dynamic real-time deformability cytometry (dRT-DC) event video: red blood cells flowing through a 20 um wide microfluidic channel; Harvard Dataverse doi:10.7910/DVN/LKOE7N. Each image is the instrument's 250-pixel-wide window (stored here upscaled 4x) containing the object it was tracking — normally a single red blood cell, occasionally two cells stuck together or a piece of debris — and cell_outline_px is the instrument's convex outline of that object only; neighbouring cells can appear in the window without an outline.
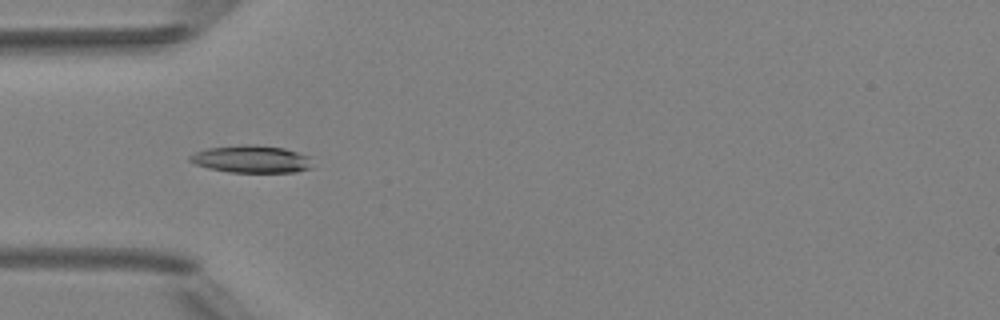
{"species": "Egyptian fruit bat (a non-hibernating species)", "species_latin": "Rousettus aegyptiacus", "temperature_condition": "room temperature", "stored_images_in_passage": 7, "camera_frame_rate_fps": 3000, "um_per_image_px": 0.085, "animal": {"sex": "female"}, "frame": {"image": 1, "passage_image": 5, "time_ms": 4.667, "image_size_px": [1000, 320], "cell_outline_px": [[312, 168], [296, 172], [228, 172], [208, 168], [196, 164], [188, 160], [188, 156], [196, 152], [208, 148], [244, 144], [256, 144], [284, 148], [308, 156]], "centroid_in_image_um": [21.35, 13.52], "position_along_channel_um": 63.7, "area_um2": 19.54}}
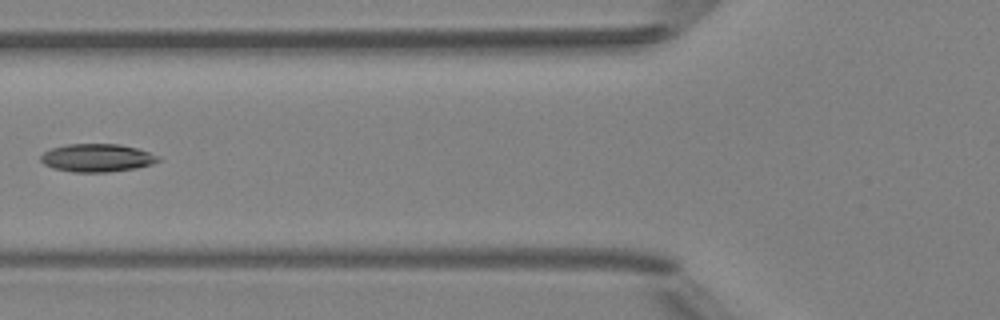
{"frame": {"image": 2, "passage_image": 6, "time_ms": 6.0, "image_size_px": [1000, 320], "cell_outline_px": [[160, 160], [152, 164], [136, 168], [108, 172], [72, 172], [52, 168], [44, 164], [40, 160], [40, 156], [44, 152], [52, 148], [68, 144], [120, 144], [136, 148], [160, 156]], "centroid_in_image_um": [8.24, 13.42], "position_along_channel_um": 117.6, "area_um2": 19.19}}
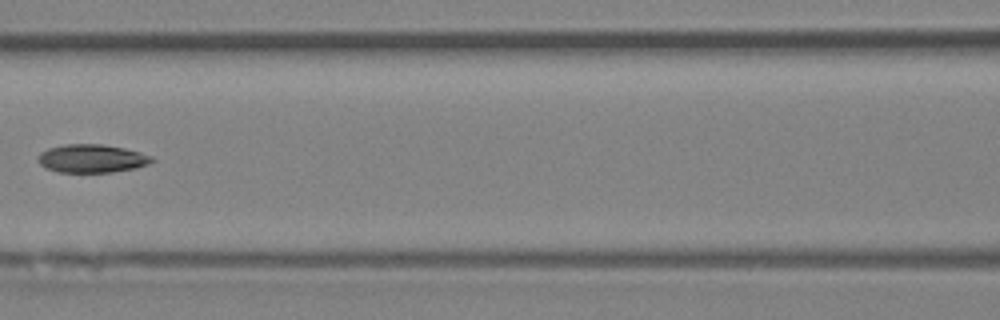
{"frame": {"image": 3, "passage_image": 7, "time_ms": 7.0, "image_size_px": [1000, 320], "cell_outline_px": [[156, 160], [148, 164], [136, 168], [112, 172], [60, 172], [48, 168], [40, 164], [40, 152], [48, 148], [64, 144], [100, 144], [124, 148], [140, 152], [152, 156]], "centroid_in_image_um": [7.85, 13.47], "position_along_channel_um": 158.7, "area_um2": 18.61}}